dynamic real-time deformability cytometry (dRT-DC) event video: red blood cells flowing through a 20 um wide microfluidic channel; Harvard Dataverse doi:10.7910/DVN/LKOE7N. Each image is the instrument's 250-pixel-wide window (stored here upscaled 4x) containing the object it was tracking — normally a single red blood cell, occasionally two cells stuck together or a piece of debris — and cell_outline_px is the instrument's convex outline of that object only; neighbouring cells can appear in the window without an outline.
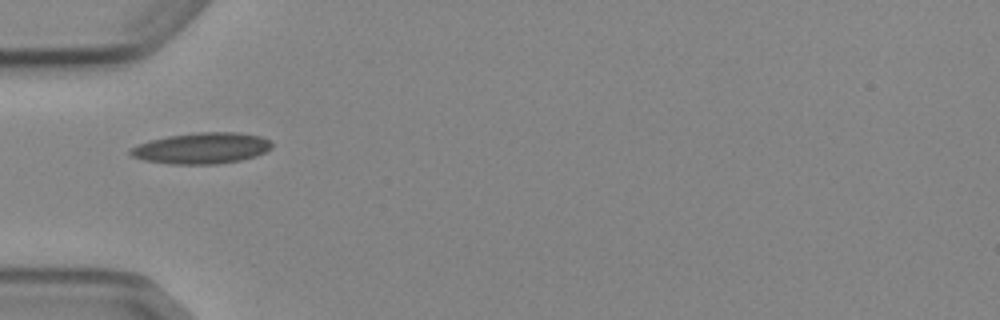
{"species": "Egyptian fruit bat (a non-hibernating species)", "species_latin": "Rousettus aegyptiacus", "temperature_condition": "cold", "stored_images_in_passage": 4, "camera_frame_rate_fps": 3000, "um_per_image_px": 0.085, "animal": {"sex": "female"}, "frame": {"image": 1, "passage_image": 2, "time_ms": 1.333, "image_size_px": [1000, 320], "cell_outline_px": [[272, 148], [256, 156], [240, 160], [216, 164], [172, 164], [144, 160], [132, 156], [128, 152], [132, 148], [148, 140], [168, 136], [200, 132], [236, 132], [260, 136], [272, 140]], "centroid_in_image_um": [17.17, 12.59], "position_along_channel_um": 67.8, "area_um2": 25.55}}
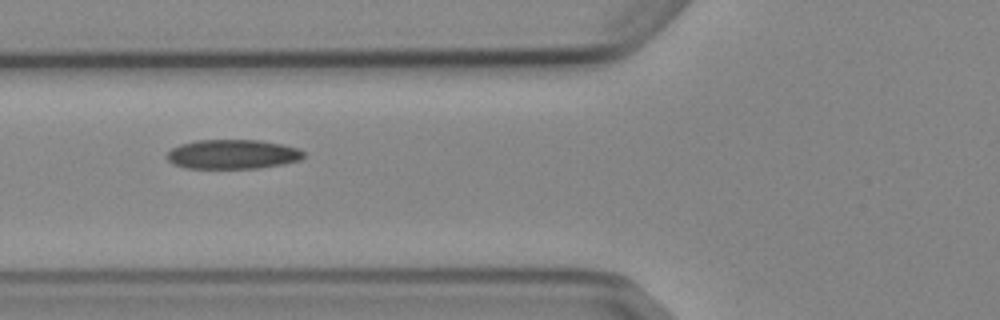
{"frame": {"image": 2, "passage_image": 3, "time_ms": 2.333, "image_size_px": [1000, 320], "cell_outline_px": [[304, 156], [300, 160], [284, 164], [256, 168], [184, 168], [172, 164], [164, 156], [172, 148], [180, 144], [196, 140], [260, 140], [300, 148], [304, 152]], "centroid_in_image_um": [19.75, 13.11], "position_along_channel_um": 106.1, "area_um2": 23.58}}